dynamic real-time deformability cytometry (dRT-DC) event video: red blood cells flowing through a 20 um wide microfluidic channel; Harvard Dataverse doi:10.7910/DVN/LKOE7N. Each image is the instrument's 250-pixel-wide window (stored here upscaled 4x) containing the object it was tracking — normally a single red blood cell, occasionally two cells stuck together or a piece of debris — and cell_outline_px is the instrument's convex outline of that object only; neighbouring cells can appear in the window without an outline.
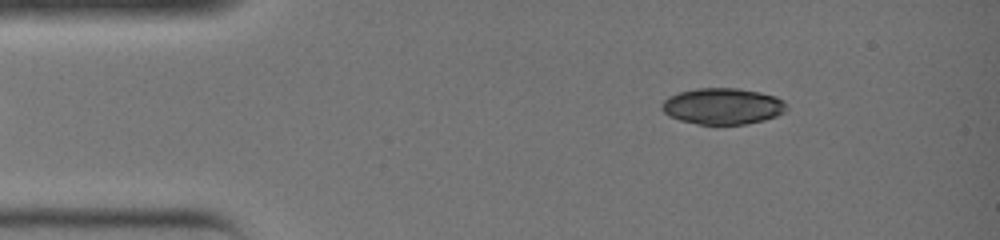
{"species": "common noctule bat (a hibernating species)", "species_latin": "Nyctalus noctula", "temperature_condition": "warm", "stored_images_in_passage": 28, "camera_frame_rate_fps": 3000, "um_per_image_px": 0.085, "animal": {"sex": "female", "body_mass_g": 19.0, "forearm_length_mm": 51.5}, "frame": {"image": 1, "passage_image": 1, "time_ms": 0.0, "image_size_px": [1000, 240], "cell_outline_px": [[788, 108], [784, 112], [776, 116], [764, 120], [744, 124], [696, 124], [680, 120], [668, 116], [660, 108], [660, 104], [668, 96], [680, 92], [696, 88], [740, 88], [760, 92], [776, 96], [784, 100], [788, 104]], "centroid_in_image_um": [61.43, 9.02], "position_along_channel_um": 23.6, "area_um2": 26.65}}
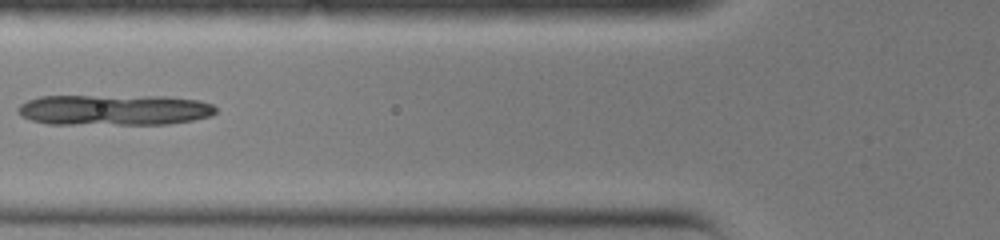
{"frame": {"image": 2, "passage_image": 10, "time_ms": 3.0, "image_size_px": [1000, 240], "cell_outline_px": [[216, 112], [212, 116], [192, 120], [168, 124], [48, 124], [32, 120], [20, 116], [16, 112], [16, 108], [20, 104], [28, 100], [40, 96], [168, 96], [200, 100], [212, 104], [216, 108]], "centroid_in_image_um": [9.7, 9.34], "position_along_channel_um": 116.1, "area_um2": 35.84}}
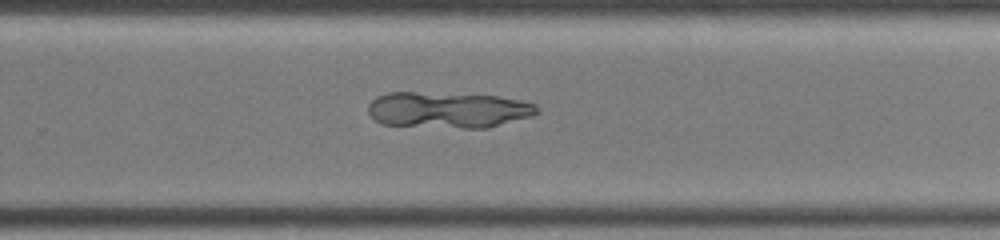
{"frame": {"image": 3, "passage_image": 20, "time_ms": 6.333, "image_size_px": [1000, 240], "cell_outline_px": [[540, 112], [532, 116], [488, 128], [464, 128], [384, 124], [376, 120], [368, 112], [368, 104], [376, 96], [388, 92], [416, 92], [500, 96], [520, 100], [536, 104], [540, 108]], "centroid_in_image_um": [38.12, 9.33], "position_along_channel_um": 291.7, "area_um2": 35.55}}